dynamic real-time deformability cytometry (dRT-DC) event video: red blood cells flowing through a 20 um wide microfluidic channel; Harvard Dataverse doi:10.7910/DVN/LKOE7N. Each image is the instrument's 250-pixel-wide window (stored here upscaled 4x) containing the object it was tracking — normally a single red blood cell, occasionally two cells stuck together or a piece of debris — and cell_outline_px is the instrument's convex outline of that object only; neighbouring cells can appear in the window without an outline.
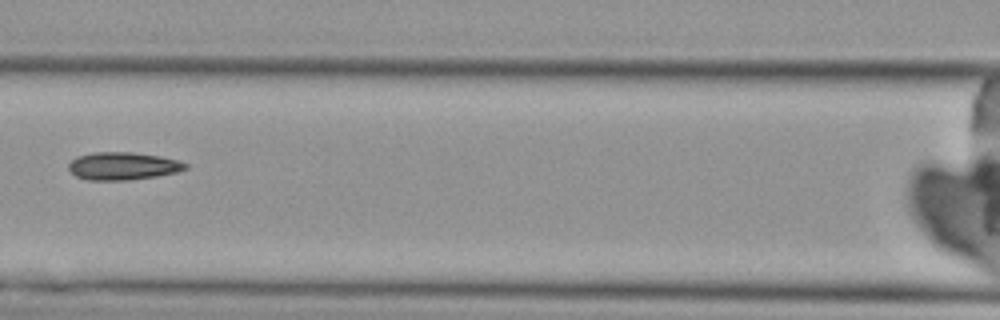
{"species": "Egyptian fruit bat (a non-hibernating species)", "species_latin": "Rousettus aegyptiacus", "temperature_condition": "cold", "stored_images_in_passage": 10, "camera_frame_rate_fps": 3000, "um_per_image_px": 0.085, "animal": {"sex": "female"}, "frame": {"image": 1, "passage_image": 7, "time_ms": 8.0, "image_size_px": [1000, 320], "cell_outline_px": [[188, 168], [176, 172], [156, 176], [124, 180], [88, 180], [76, 176], [68, 168], [68, 164], [76, 156], [92, 152], [132, 152], [160, 156], [176, 160], [188, 164]], "centroid_in_image_um": [10.42, 14.1], "position_along_channel_um": 156.2, "area_um2": 18.79}}
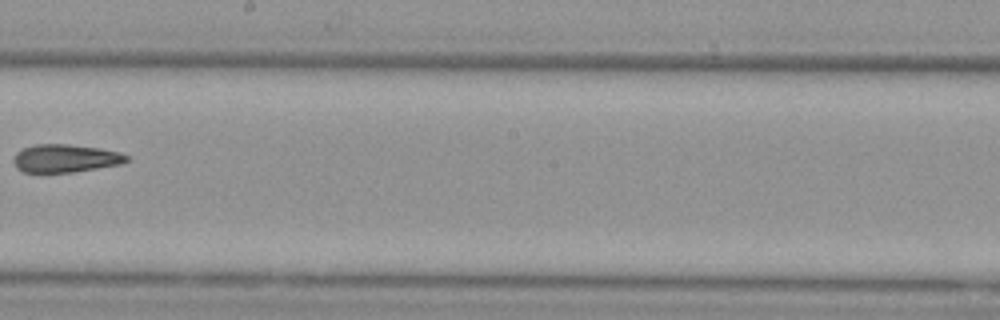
{"frame": {"image": 2, "passage_image": 9, "time_ms": 10.333, "image_size_px": [1000, 320], "cell_outline_px": [[128, 160], [120, 164], [72, 172], [24, 172], [16, 168], [12, 160], [16, 152], [24, 148], [36, 144], [68, 144], [100, 148], [120, 152], [128, 156]], "centroid_in_image_um": [5.53, 13.45], "position_along_channel_um": 242.7, "area_um2": 18.38}}
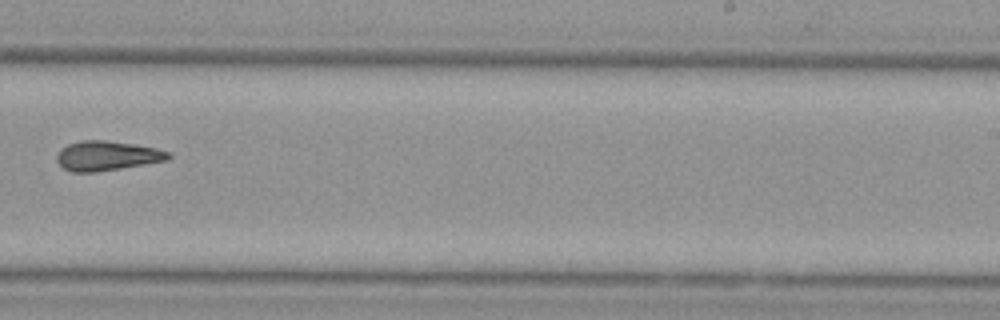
{"frame": {"image": 3, "passage_image": 10, "time_ms": 11.333, "image_size_px": [1000, 320], "cell_outline_px": [[172, 156], [168, 160], [96, 172], [72, 172], [64, 168], [56, 160], [56, 156], [60, 148], [68, 144], [80, 140], [104, 140], [132, 144], [156, 148], [172, 152]], "centroid_in_image_um": [9.09, 13.23], "position_along_channel_um": 279.9, "area_um2": 19.25}}